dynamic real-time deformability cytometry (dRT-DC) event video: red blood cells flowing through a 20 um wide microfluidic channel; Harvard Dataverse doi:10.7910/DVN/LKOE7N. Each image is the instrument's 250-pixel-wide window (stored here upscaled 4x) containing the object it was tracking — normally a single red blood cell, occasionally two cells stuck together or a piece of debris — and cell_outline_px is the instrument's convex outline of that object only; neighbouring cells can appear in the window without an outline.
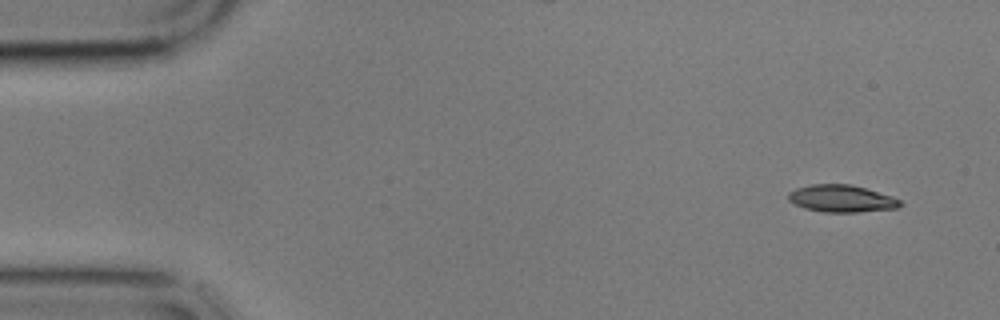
{"species": "common noctule bat (a hibernating species)", "species_latin": "Nyctalus noctula", "temperature_condition": "cold", "stored_images_in_passage": 5, "camera_frame_rate_fps": 3000, "um_per_image_px": 0.085, "animal": {"sex": "male", "body_mass_g": 17.9}, "frame": {"image": 1, "passage_image": 1, "time_ms": 0.0, "image_size_px": [1000, 320], "cell_outline_px": [[904, 204], [896, 208], [860, 212], [824, 212], [804, 208], [788, 200], [788, 192], [796, 188], [812, 184], [848, 184], [864, 188], [892, 196], [900, 200]], "centroid_in_image_um": [71.52, 16.88], "position_along_channel_um": 13.5, "area_um2": 17.63}}
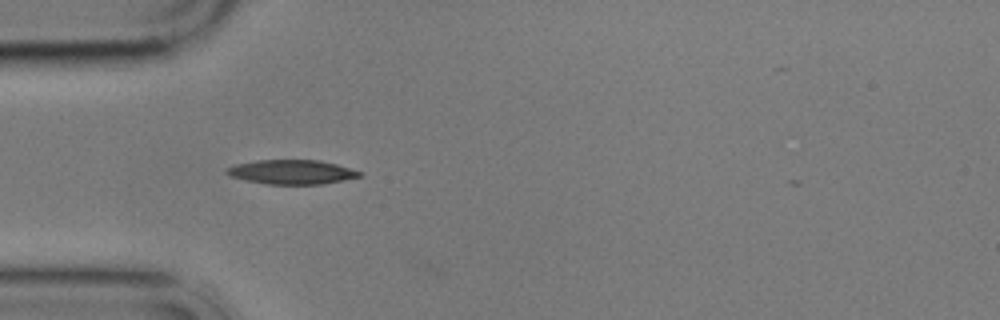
{"frame": {"image": 2, "passage_image": 4, "time_ms": 4.333, "image_size_px": [1000, 320], "cell_outline_px": [[364, 172], [360, 176], [324, 184], [268, 184], [248, 180], [232, 176], [224, 172], [224, 168], [236, 164], [256, 160], [320, 160], [336, 164]], "centroid_in_image_um": [24.8, 14.61], "position_along_channel_um": 60.2, "area_um2": 18.73}}